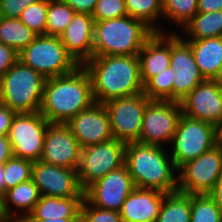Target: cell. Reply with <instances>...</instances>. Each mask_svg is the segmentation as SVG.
<instances>
[{
    "label": "cell",
    "mask_w": 222,
    "mask_h": 222,
    "mask_svg": "<svg viewBox=\"0 0 222 222\" xmlns=\"http://www.w3.org/2000/svg\"><path fill=\"white\" fill-rule=\"evenodd\" d=\"M94 19L91 15L75 13L72 21L59 36L62 44L79 65L93 57Z\"/></svg>",
    "instance_id": "19"
},
{
    "label": "cell",
    "mask_w": 222,
    "mask_h": 222,
    "mask_svg": "<svg viewBox=\"0 0 222 222\" xmlns=\"http://www.w3.org/2000/svg\"><path fill=\"white\" fill-rule=\"evenodd\" d=\"M76 13L88 14L92 16L98 0H63Z\"/></svg>",
    "instance_id": "40"
},
{
    "label": "cell",
    "mask_w": 222,
    "mask_h": 222,
    "mask_svg": "<svg viewBox=\"0 0 222 222\" xmlns=\"http://www.w3.org/2000/svg\"><path fill=\"white\" fill-rule=\"evenodd\" d=\"M126 143L115 138L81 148L77 169L80 186L85 190L95 181L124 165Z\"/></svg>",
    "instance_id": "8"
},
{
    "label": "cell",
    "mask_w": 222,
    "mask_h": 222,
    "mask_svg": "<svg viewBox=\"0 0 222 222\" xmlns=\"http://www.w3.org/2000/svg\"><path fill=\"white\" fill-rule=\"evenodd\" d=\"M150 101L141 92L105 102L103 105L110 116L113 138L124 143L138 142L144 111Z\"/></svg>",
    "instance_id": "12"
},
{
    "label": "cell",
    "mask_w": 222,
    "mask_h": 222,
    "mask_svg": "<svg viewBox=\"0 0 222 222\" xmlns=\"http://www.w3.org/2000/svg\"><path fill=\"white\" fill-rule=\"evenodd\" d=\"M36 36L19 18L0 17V43L12 47L18 53Z\"/></svg>",
    "instance_id": "27"
},
{
    "label": "cell",
    "mask_w": 222,
    "mask_h": 222,
    "mask_svg": "<svg viewBox=\"0 0 222 222\" xmlns=\"http://www.w3.org/2000/svg\"><path fill=\"white\" fill-rule=\"evenodd\" d=\"M39 0H0V17L19 18L22 11Z\"/></svg>",
    "instance_id": "37"
},
{
    "label": "cell",
    "mask_w": 222,
    "mask_h": 222,
    "mask_svg": "<svg viewBox=\"0 0 222 222\" xmlns=\"http://www.w3.org/2000/svg\"><path fill=\"white\" fill-rule=\"evenodd\" d=\"M39 198L38 187L32 179L20 183L14 188L7 190L2 196L3 213L12 222H23L31 213Z\"/></svg>",
    "instance_id": "22"
},
{
    "label": "cell",
    "mask_w": 222,
    "mask_h": 222,
    "mask_svg": "<svg viewBox=\"0 0 222 222\" xmlns=\"http://www.w3.org/2000/svg\"><path fill=\"white\" fill-rule=\"evenodd\" d=\"M48 11V0H39L27 6L21 13L19 19L37 36L45 35L46 19Z\"/></svg>",
    "instance_id": "34"
},
{
    "label": "cell",
    "mask_w": 222,
    "mask_h": 222,
    "mask_svg": "<svg viewBox=\"0 0 222 222\" xmlns=\"http://www.w3.org/2000/svg\"><path fill=\"white\" fill-rule=\"evenodd\" d=\"M216 84L222 89V64L217 72V74L212 79Z\"/></svg>",
    "instance_id": "47"
},
{
    "label": "cell",
    "mask_w": 222,
    "mask_h": 222,
    "mask_svg": "<svg viewBox=\"0 0 222 222\" xmlns=\"http://www.w3.org/2000/svg\"><path fill=\"white\" fill-rule=\"evenodd\" d=\"M173 69L167 67L163 72L150 78L143 85V93L150 100H172L173 101Z\"/></svg>",
    "instance_id": "31"
},
{
    "label": "cell",
    "mask_w": 222,
    "mask_h": 222,
    "mask_svg": "<svg viewBox=\"0 0 222 222\" xmlns=\"http://www.w3.org/2000/svg\"><path fill=\"white\" fill-rule=\"evenodd\" d=\"M184 35L171 31V59L173 71V101L180 102L205 79L200 74L190 44Z\"/></svg>",
    "instance_id": "14"
},
{
    "label": "cell",
    "mask_w": 222,
    "mask_h": 222,
    "mask_svg": "<svg viewBox=\"0 0 222 222\" xmlns=\"http://www.w3.org/2000/svg\"><path fill=\"white\" fill-rule=\"evenodd\" d=\"M66 125L81 148L113 139L110 116L101 103H93L71 118Z\"/></svg>",
    "instance_id": "17"
},
{
    "label": "cell",
    "mask_w": 222,
    "mask_h": 222,
    "mask_svg": "<svg viewBox=\"0 0 222 222\" xmlns=\"http://www.w3.org/2000/svg\"><path fill=\"white\" fill-rule=\"evenodd\" d=\"M12 156L13 152L8 136H0V165H3Z\"/></svg>",
    "instance_id": "42"
},
{
    "label": "cell",
    "mask_w": 222,
    "mask_h": 222,
    "mask_svg": "<svg viewBox=\"0 0 222 222\" xmlns=\"http://www.w3.org/2000/svg\"><path fill=\"white\" fill-rule=\"evenodd\" d=\"M18 60L45 78L68 74L80 66L59 36L38 35L18 53Z\"/></svg>",
    "instance_id": "6"
},
{
    "label": "cell",
    "mask_w": 222,
    "mask_h": 222,
    "mask_svg": "<svg viewBox=\"0 0 222 222\" xmlns=\"http://www.w3.org/2000/svg\"><path fill=\"white\" fill-rule=\"evenodd\" d=\"M167 193L135 187L120 210L122 222H156Z\"/></svg>",
    "instance_id": "21"
},
{
    "label": "cell",
    "mask_w": 222,
    "mask_h": 222,
    "mask_svg": "<svg viewBox=\"0 0 222 222\" xmlns=\"http://www.w3.org/2000/svg\"><path fill=\"white\" fill-rule=\"evenodd\" d=\"M75 13L63 0H48L45 35L60 36Z\"/></svg>",
    "instance_id": "29"
},
{
    "label": "cell",
    "mask_w": 222,
    "mask_h": 222,
    "mask_svg": "<svg viewBox=\"0 0 222 222\" xmlns=\"http://www.w3.org/2000/svg\"><path fill=\"white\" fill-rule=\"evenodd\" d=\"M190 222H222L221 211L208 194H191Z\"/></svg>",
    "instance_id": "33"
},
{
    "label": "cell",
    "mask_w": 222,
    "mask_h": 222,
    "mask_svg": "<svg viewBox=\"0 0 222 222\" xmlns=\"http://www.w3.org/2000/svg\"><path fill=\"white\" fill-rule=\"evenodd\" d=\"M6 219L3 210H2V197H0V222L4 221Z\"/></svg>",
    "instance_id": "48"
},
{
    "label": "cell",
    "mask_w": 222,
    "mask_h": 222,
    "mask_svg": "<svg viewBox=\"0 0 222 222\" xmlns=\"http://www.w3.org/2000/svg\"><path fill=\"white\" fill-rule=\"evenodd\" d=\"M81 222H122V220L120 212L98 208L83 199L81 203Z\"/></svg>",
    "instance_id": "36"
},
{
    "label": "cell",
    "mask_w": 222,
    "mask_h": 222,
    "mask_svg": "<svg viewBox=\"0 0 222 222\" xmlns=\"http://www.w3.org/2000/svg\"><path fill=\"white\" fill-rule=\"evenodd\" d=\"M169 146L170 156L178 169L216 146V126L181 115Z\"/></svg>",
    "instance_id": "7"
},
{
    "label": "cell",
    "mask_w": 222,
    "mask_h": 222,
    "mask_svg": "<svg viewBox=\"0 0 222 222\" xmlns=\"http://www.w3.org/2000/svg\"><path fill=\"white\" fill-rule=\"evenodd\" d=\"M80 153L81 147L66 124L48 125L40 161L77 170Z\"/></svg>",
    "instance_id": "16"
},
{
    "label": "cell",
    "mask_w": 222,
    "mask_h": 222,
    "mask_svg": "<svg viewBox=\"0 0 222 222\" xmlns=\"http://www.w3.org/2000/svg\"><path fill=\"white\" fill-rule=\"evenodd\" d=\"M4 184H5V180H4V166L0 165V197H2L5 194Z\"/></svg>",
    "instance_id": "46"
},
{
    "label": "cell",
    "mask_w": 222,
    "mask_h": 222,
    "mask_svg": "<svg viewBox=\"0 0 222 222\" xmlns=\"http://www.w3.org/2000/svg\"><path fill=\"white\" fill-rule=\"evenodd\" d=\"M198 12H213L222 10V0H197Z\"/></svg>",
    "instance_id": "41"
},
{
    "label": "cell",
    "mask_w": 222,
    "mask_h": 222,
    "mask_svg": "<svg viewBox=\"0 0 222 222\" xmlns=\"http://www.w3.org/2000/svg\"><path fill=\"white\" fill-rule=\"evenodd\" d=\"M93 103L90 75L80 65L68 74L46 78L39 112L50 123L66 124Z\"/></svg>",
    "instance_id": "1"
},
{
    "label": "cell",
    "mask_w": 222,
    "mask_h": 222,
    "mask_svg": "<svg viewBox=\"0 0 222 222\" xmlns=\"http://www.w3.org/2000/svg\"><path fill=\"white\" fill-rule=\"evenodd\" d=\"M140 77L143 85L170 66L171 32H155L143 45L138 54Z\"/></svg>",
    "instance_id": "20"
},
{
    "label": "cell",
    "mask_w": 222,
    "mask_h": 222,
    "mask_svg": "<svg viewBox=\"0 0 222 222\" xmlns=\"http://www.w3.org/2000/svg\"><path fill=\"white\" fill-rule=\"evenodd\" d=\"M191 195L179 191L167 193L156 222H190Z\"/></svg>",
    "instance_id": "26"
},
{
    "label": "cell",
    "mask_w": 222,
    "mask_h": 222,
    "mask_svg": "<svg viewBox=\"0 0 222 222\" xmlns=\"http://www.w3.org/2000/svg\"><path fill=\"white\" fill-rule=\"evenodd\" d=\"M83 66L90 75L96 103L143 92L138 55L93 56Z\"/></svg>",
    "instance_id": "2"
},
{
    "label": "cell",
    "mask_w": 222,
    "mask_h": 222,
    "mask_svg": "<svg viewBox=\"0 0 222 222\" xmlns=\"http://www.w3.org/2000/svg\"><path fill=\"white\" fill-rule=\"evenodd\" d=\"M134 188L132 177L124 164L88 186L84 190V199L98 208L120 212Z\"/></svg>",
    "instance_id": "13"
},
{
    "label": "cell",
    "mask_w": 222,
    "mask_h": 222,
    "mask_svg": "<svg viewBox=\"0 0 222 222\" xmlns=\"http://www.w3.org/2000/svg\"><path fill=\"white\" fill-rule=\"evenodd\" d=\"M46 78L17 61L0 78V103L16 113L39 112Z\"/></svg>",
    "instance_id": "5"
},
{
    "label": "cell",
    "mask_w": 222,
    "mask_h": 222,
    "mask_svg": "<svg viewBox=\"0 0 222 222\" xmlns=\"http://www.w3.org/2000/svg\"><path fill=\"white\" fill-rule=\"evenodd\" d=\"M187 37L184 40H199L222 37V10L213 12H197L181 29ZM185 32V33H184Z\"/></svg>",
    "instance_id": "25"
},
{
    "label": "cell",
    "mask_w": 222,
    "mask_h": 222,
    "mask_svg": "<svg viewBox=\"0 0 222 222\" xmlns=\"http://www.w3.org/2000/svg\"><path fill=\"white\" fill-rule=\"evenodd\" d=\"M182 114L217 126L222 120V89L205 79L180 101Z\"/></svg>",
    "instance_id": "18"
},
{
    "label": "cell",
    "mask_w": 222,
    "mask_h": 222,
    "mask_svg": "<svg viewBox=\"0 0 222 222\" xmlns=\"http://www.w3.org/2000/svg\"><path fill=\"white\" fill-rule=\"evenodd\" d=\"M165 147L126 143L124 164L135 187L173 193L178 189V169Z\"/></svg>",
    "instance_id": "3"
},
{
    "label": "cell",
    "mask_w": 222,
    "mask_h": 222,
    "mask_svg": "<svg viewBox=\"0 0 222 222\" xmlns=\"http://www.w3.org/2000/svg\"><path fill=\"white\" fill-rule=\"evenodd\" d=\"M16 112L0 103V136H8L12 119Z\"/></svg>",
    "instance_id": "39"
},
{
    "label": "cell",
    "mask_w": 222,
    "mask_h": 222,
    "mask_svg": "<svg viewBox=\"0 0 222 222\" xmlns=\"http://www.w3.org/2000/svg\"><path fill=\"white\" fill-rule=\"evenodd\" d=\"M49 124L40 112L16 113L8 133L13 156L32 162L40 160Z\"/></svg>",
    "instance_id": "10"
},
{
    "label": "cell",
    "mask_w": 222,
    "mask_h": 222,
    "mask_svg": "<svg viewBox=\"0 0 222 222\" xmlns=\"http://www.w3.org/2000/svg\"><path fill=\"white\" fill-rule=\"evenodd\" d=\"M23 222H81V219H44V220H24Z\"/></svg>",
    "instance_id": "44"
},
{
    "label": "cell",
    "mask_w": 222,
    "mask_h": 222,
    "mask_svg": "<svg viewBox=\"0 0 222 222\" xmlns=\"http://www.w3.org/2000/svg\"><path fill=\"white\" fill-rule=\"evenodd\" d=\"M125 7L127 16L143 21L154 32L165 33L156 24L163 19V0H125Z\"/></svg>",
    "instance_id": "28"
},
{
    "label": "cell",
    "mask_w": 222,
    "mask_h": 222,
    "mask_svg": "<svg viewBox=\"0 0 222 222\" xmlns=\"http://www.w3.org/2000/svg\"><path fill=\"white\" fill-rule=\"evenodd\" d=\"M178 189L184 194H208L222 175V147L214 146L178 168Z\"/></svg>",
    "instance_id": "9"
},
{
    "label": "cell",
    "mask_w": 222,
    "mask_h": 222,
    "mask_svg": "<svg viewBox=\"0 0 222 222\" xmlns=\"http://www.w3.org/2000/svg\"><path fill=\"white\" fill-rule=\"evenodd\" d=\"M5 192L32 179L33 162L12 156L4 164Z\"/></svg>",
    "instance_id": "32"
},
{
    "label": "cell",
    "mask_w": 222,
    "mask_h": 222,
    "mask_svg": "<svg viewBox=\"0 0 222 222\" xmlns=\"http://www.w3.org/2000/svg\"><path fill=\"white\" fill-rule=\"evenodd\" d=\"M32 180L40 196L84 197L76 169L50 165L40 160L33 162Z\"/></svg>",
    "instance_id": "15"
},
{
    "label": "cell",
    "mask_w": 222,
    "mask_h": 222,
    "mask_svg": "<svg viewBox=\"0 0 222 222\" xmlns=\"http://www.w3.org/2000/svg\"><path fill=\"white\" fill-rule=\"evenodd\" d=\"M197 12V0H163V20L180 30Z\"/></svg>",
    "instance_id": "30"
},
{
    "label": "cell",
    "mask_w": 222,
    "mask_h": 222,
    "mask_svg": "<svg viewBox=\"0 0 222 222\" xmlns=\"http://www.w3.org/2000/svg\"><path fill=\"white\" fill-rule=\"evenodd\" d=\"M204 79L212 80L222 64V37L186 40Z\"/></svg>",
    "instance_id": "24"
},
{
    "label": "cell",
    "mask_w": 222,
    "mask_h": 222,
    "mask_svg": "<svg viewBox=\"0 0 222 222\" xmlns=\"http://www.w3.org/2000/svg\"><path fill=\"white\" fill-rule=\"evenodd\" d=\"M208 195L213 199L218 209L222 214V175L216 181L212 190L208 193Z\"/></svg>",
    "instance_id": "43"
},
{
    "label": "cell",
    "mask_w": 222,
    "mask_h": 222,
    "mask_svg": "<svg viewBox=\"0 0 222 222\" xmlns=\"http://www.w3.org/2000/svg\"><path fill=\"white\" fill-rule=\"evenodd\" d=\"M182 115L180 102L151 100L144 111L139 143L165 147L172 142Z\"/></svg>",
    "instance_id": "11"
},
{
    "label": "cell",
    "mask_w": 222,
    "mask_h": 222,
    "mask_svg": "<svg viewBox=\"0 0 222 222\" xmlns=\"http://www.w3.org/2000/svg\"><path fill=\"white\" fill-rule=\"evenodd\" d=\"M84 197L40 196L39 201L25 220L81 219Z\"/></svg>",
    "instance_id": "23"
},
{
    "label": "cell",
    "mask_w": 222,
    "mask_h": 222,
    "mask_svg": "<svg viewBox=\"0 0 222 222\" xmlns=\"http://www.w3.org/2000/svg\"><path fill=\"white\" fill-rule=\"evenodd\" d=\"M2 222H12V221H10L9 219H5L4 221H2Z\"/></svg>",
    "instance_id": "49"
},
{
    "label": "cell",
    "mask_w": 222,
    "mask_h": 222,
    "mask_svg": "<svg viewBox=\"0 0 222 222\" xmlns=\"http://www.w3.org/2000/svg\"><path fill=\"white\" fill-rule=\"evenodd\" d=\"M18 61V52L0 43V78Z\"/></svg>",
    "instance_id": "38"
},
{
    "label": "cell",
    "mask_w": 222,
    "mask_h": 222,
    "mask_svg": "<svg viewBox=\"0 0 222 222\" xmlns=\"http://www.w3.org/2000/svg\"><path fill=\"white\" fill-rule=\"evenodd\" d=\"M216 144L222 147V120L216 126Z\"/></svg>",
    "instance_id": "45"
},
{
    "label": "cell",
    "mask_w": 222,
    "mask_h": 222,
    "mask_svg": "<svg viewBox=\"0 0 222 222\" xmlns=\"http://www.w3.org/2000/svg\"><path fill=\"white\" fill-rule=\"evenodd\" d=\"M127 16L125 0H98L92 13L94 22Z\"/></svg>",
    "instance_id": "35"
},
{
    "label": "cell",
    "mask_w": 222,
    "mask_h": 222,
    "mask_svg": "<svg viewBox=\"0 0 222 222\" xmlns=\"http://www.w3.org/2000/svg\"><path fill=\"white\" fill-rule=\"evenodd\" d=\"M154 33L143 21L130 16L97 21L93 56L138 55Z\"/></svg>",
    "instance_id": "4"
}]
</instances>
